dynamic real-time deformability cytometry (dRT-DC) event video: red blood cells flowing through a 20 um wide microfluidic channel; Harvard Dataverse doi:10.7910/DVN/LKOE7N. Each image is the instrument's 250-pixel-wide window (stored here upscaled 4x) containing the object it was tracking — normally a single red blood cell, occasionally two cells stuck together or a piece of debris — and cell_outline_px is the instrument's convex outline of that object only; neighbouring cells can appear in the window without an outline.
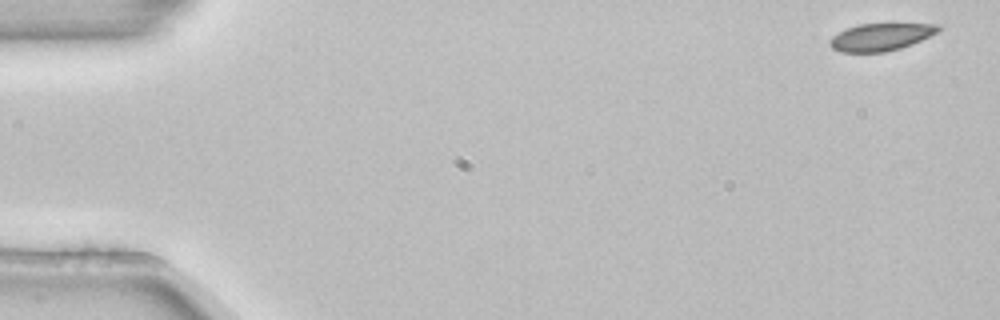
{"species": "common noctule bat (a hibernating species)", "species_latin": "Nyctalus noctula", "temperature_condition": "room temperature", "stored_images_in_passage": 4, "camera_frame_rate_fps": 3000, "um_per_image_px": 0.085, "animal": {"sex": "female", "body_mass_g": 22.7, "forearm_length_mm": 54.2}, "frame": {"image": 1, "passage_image": 1, "time_ms": 0.0, "image_size_px": [1000, 320], "cell_outline_px": [[940, 28], [936, 32], [912, 44], [900, 48], [884, 52], [840, 52], [832, 48], [828, 44], [828, 40], [832, 36], [848, 28], [860, 24], [940, 24]], "centroid_in_image_um": [74.81, 3.15], "position_along_channel_um": 10.2, "area_um2": 17.05}}
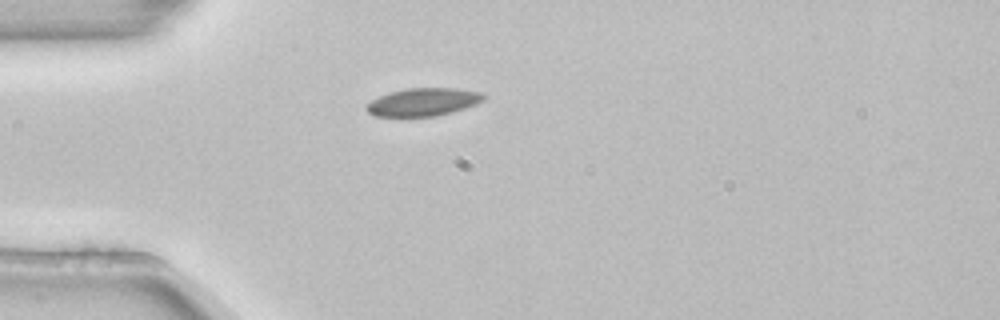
{"frame": {"image": 2, "passage_image": 4, "time_ms": 1.0, "image_size_px": [1000, 320], "cell_outline_px": [[484, 100], [476, 104], [452, 112], [436, 116], [372, 116], [364, 108], [372, 100], [380, 96], [392, 92], [408, 88], [456, 88], [484, 92]], "centroid_in_image_um": [36.0, 8.67], "position_along_channel_um": 49.0, "area_um2": 18.96}}